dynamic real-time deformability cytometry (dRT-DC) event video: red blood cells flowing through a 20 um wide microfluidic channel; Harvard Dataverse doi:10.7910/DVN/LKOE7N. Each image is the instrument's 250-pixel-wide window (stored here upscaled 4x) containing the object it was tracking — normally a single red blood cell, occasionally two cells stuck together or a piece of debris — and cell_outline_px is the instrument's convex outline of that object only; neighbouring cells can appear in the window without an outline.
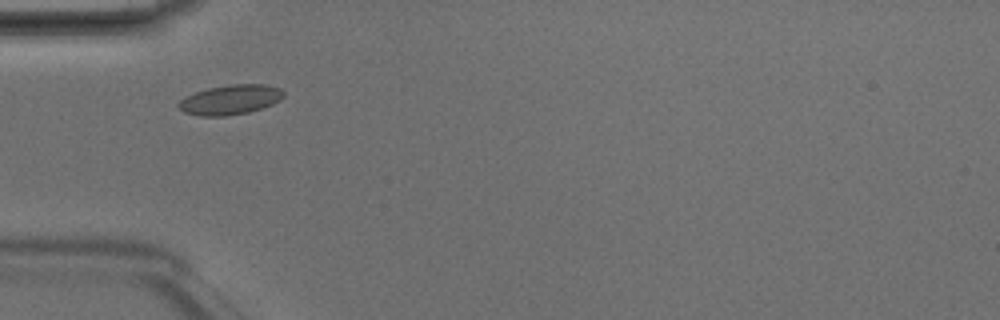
{"species": "Egyptian fruit bat (a non-hibernating species)", "species_latin": "Rousettus aegyptiacus", "temperature_condition": "room temperature", "stored_images_in_passage": 2, "camera_frame_rate_fps": 3000, "um_per_image_px": 0.085, "animal": {"sex": "male"}, "frame": {"image": 1, "passage_image": 2, "time_ms": 0.333, "image_size_px": [1000, 320], "cell_outline_px": [[284, 96], [280, 100], [272, 104], [248, 112], [224, 116], [200, 116], [184, 112], [176, 104], [184, 96], [208, 88], [232, 84], [264, 84], [280, 88], [284, 92]], "centroid_in_image_um": [19.56, 8.47], "position_along_channel_um": 65.4, "area_um2": 18.15}}